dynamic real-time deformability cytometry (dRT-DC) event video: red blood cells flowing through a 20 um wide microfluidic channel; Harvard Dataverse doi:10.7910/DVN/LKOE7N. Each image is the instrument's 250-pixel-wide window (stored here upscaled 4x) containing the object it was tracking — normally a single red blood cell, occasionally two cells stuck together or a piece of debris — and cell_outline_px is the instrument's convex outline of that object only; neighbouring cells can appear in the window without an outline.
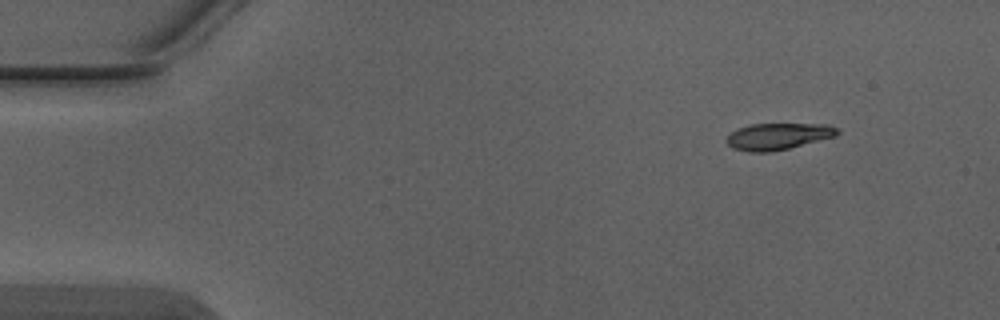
{"species": "Egyptian fruit bat (a non-hibernating species)", "species_latin": "Rousettus aegyptiacus", "temperature_condition": "warm", "stored_images_in_passage": 5, "camera_frame_rate_fps": 3000, "um_per_image_px": 0.085, "animal": {"sex": "male"}, "frame": {"image": 1, "passage_image": 1, "time_ms": 0.0, "image_size_px": [1000, 320], "cell_outline_px": [[840, 132], [836, 136], [772, 152], [748, 152], [732, 148], [724, 140], [736, 128], [752, 124], [828, 124], [840, 128]], "centroid_in_image_um": [66.13, 11.58], "position_along_channel_um": 18.9, "area_um2": 17.28}}
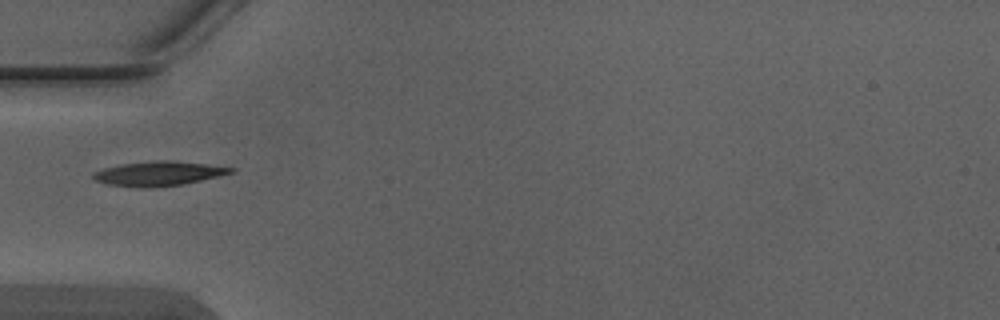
{"frame": {"image": 2, "passage_image": 4, "time_ms": 1.0, "image_size_px": [1000, 320], "cell_outline_px": [[236, 172], [200, 180], [180, 184], [136, 188], [108, 184], [96, 180], [92, 176], [92, 172], [104, 168], [120, 164], [156, 160], [168, 160], [204, 164], [236, 168]], "centroid_in_image_um": [13.45, 14.74], "position_along_channel_um": 71.5, "area_um2": 19.31}}
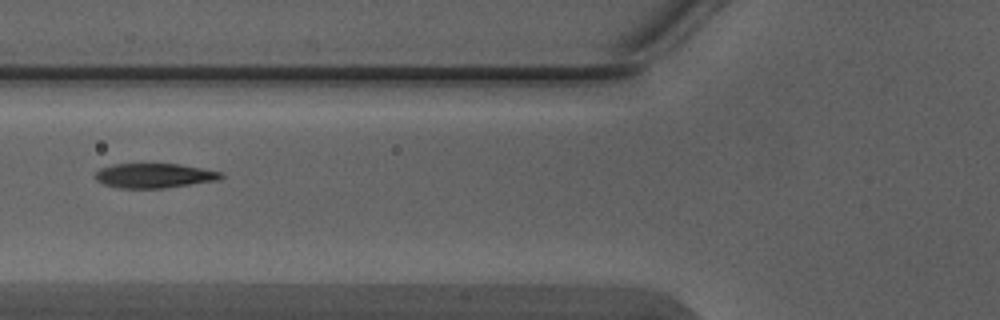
{"frame": {"image": 3, "passage_image": 5, "time_ms": 1.333, "image_size_px": [1000, 320], "cell_outline_px": [[224, 176], [220, 180], [164, 188], [120, 188], [104, 184], [96, 180], [96, 172], [100, 168], [112, 164], [180, 164], [224, 172]], "centroid_in_image_um": [13.16, 14.93], "position_along_channel_um": 112.6, "area_um2": 18.09}}